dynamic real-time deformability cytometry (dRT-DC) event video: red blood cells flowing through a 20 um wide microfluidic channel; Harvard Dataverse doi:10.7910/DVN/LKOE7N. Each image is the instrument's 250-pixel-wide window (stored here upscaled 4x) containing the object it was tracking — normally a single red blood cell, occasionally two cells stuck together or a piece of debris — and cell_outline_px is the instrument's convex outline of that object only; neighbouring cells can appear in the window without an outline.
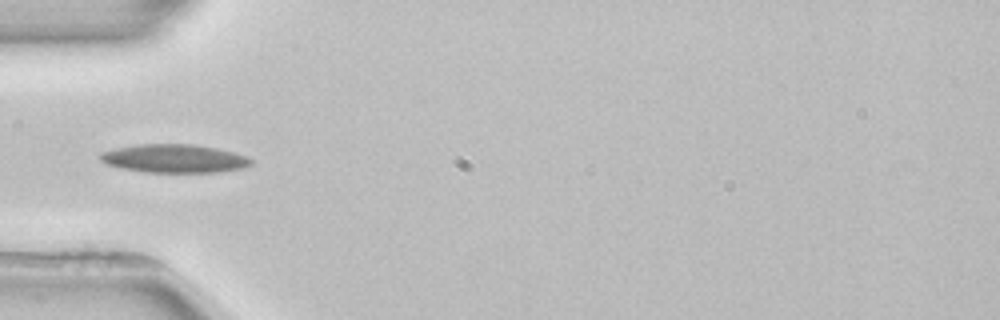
{"species": "common noctule bat (a hibernating species)", "species_latin": "Nyctalus noctula", "temperature_condition": "room temperature", "stored_images_in_passage": 4, "camera_frame_rate_fps": 3000, "um_per_image_px": 0.085, "animal": {"sex": "female", "body_mass_g": 22.7, "forearm_length_mm": 54.2}, "frame": {"image": 1, "passage_image": 3, "time_ms": 2.667, "image_size_px": [1000, 320], "cell_outline_px": [[252, 164], [244, 168], [216, 172], [144, 172], [124, 168], [108, 164], [100, 160], [100, 152], [116, 148], [140, 144], [192, 144], [216, 148], [236, 152], [248, 156], [252, 160]], "centroid_in_image_um": [14.86, 13.47], "position_along_channel_um": 70.1, "area_um2": 24.91}}